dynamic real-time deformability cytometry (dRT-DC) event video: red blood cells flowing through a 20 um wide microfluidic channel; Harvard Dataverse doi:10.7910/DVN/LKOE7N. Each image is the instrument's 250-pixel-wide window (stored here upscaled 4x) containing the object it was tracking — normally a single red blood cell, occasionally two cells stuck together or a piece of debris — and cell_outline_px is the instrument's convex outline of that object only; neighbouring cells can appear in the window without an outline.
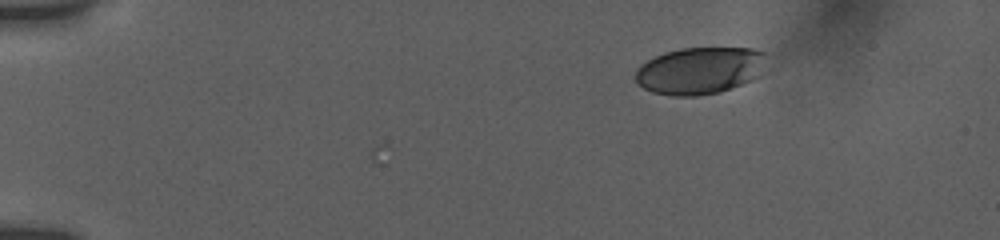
{"species": "human", "species_latin": "Homo sapiens", "temperature_condition": "room temperature", "stored_images_in_passage": 24, "camera_frame_rate_fps": 3000, "um_per_image_px": 0.085, "donor": {"sex": "female"}, "frame": {"image": 1, "passage_image": 1, "time_ms": 0.0, "image_size_px": [1000, 240], "cell_outline_px": [[764, 56], [760, 76], [752, 80], [720, 92], [696, 96], [672, 96], [652, 92], [644, 88], [636, 80], [636, 68], [640, 64], [664, 52], [680, 48], [752, 48], [764, 52]], "centroid_in_image_um": [59.46, 6.0], "position_along_channel_um": 25.5, "area_um2": 35.84}}
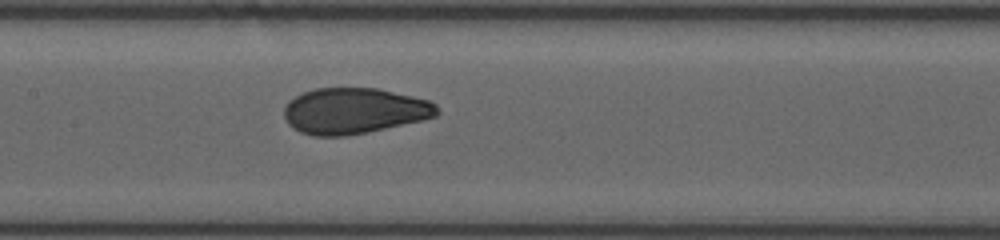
{"frame": {"image": 2, "passage_image": 14, "time_ms": 6.667, "image_size_px": [1000, 240], "cell_outline_px": [[440, 112], [436, 116], [420, 120], [384, 128], [344, 136], [312, 136], [300, 132], [288, 124], [284, 116], [284, 108], [288, 100], [304, 92], [316, 88], [376, 88], [412, 96], [428, 100], [436, 104]], "centroid_in_image_um": [30.07, 9.42], "position_along_channel_um": 177.3, "area_um2": 40.63}}
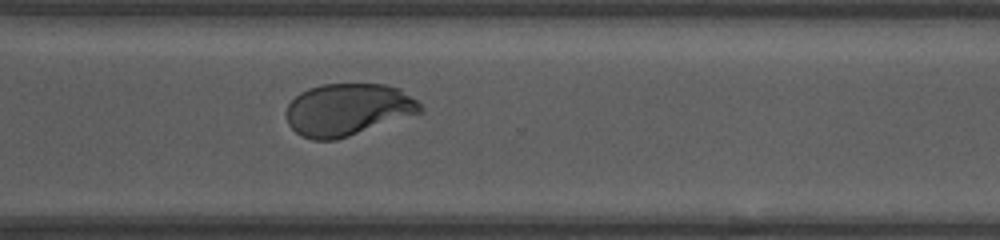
{"frame": {"image": 3, "passage_image": 24, "time_ms": 11.0, "image_size_px": [1000, 240], "cell_outline_px": [[424, 112], [336, 140], [312, 140], [296, 132], [288, 124], [284, 112], [288, 104], [300, 92], [308, 88], [320, 84], [384, 84], [400, 88], [416, 100], [424, 108]], "centroid_in_image_um": [29.56, 9.31], "position_along_channel_um": 341.0, "area_um2": 40.98}}